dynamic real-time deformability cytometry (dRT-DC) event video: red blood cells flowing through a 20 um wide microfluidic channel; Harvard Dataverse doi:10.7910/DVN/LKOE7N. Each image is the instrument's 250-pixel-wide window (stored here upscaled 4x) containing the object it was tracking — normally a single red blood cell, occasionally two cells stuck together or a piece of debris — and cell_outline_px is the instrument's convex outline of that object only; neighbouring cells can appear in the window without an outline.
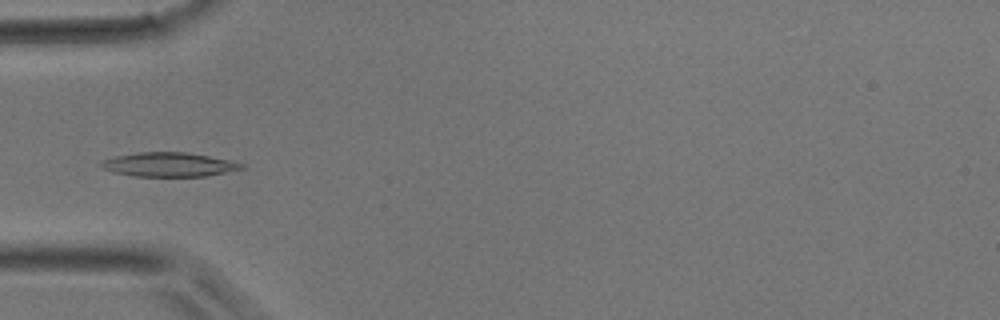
{"species": "common noctule bat (a hibernating species)", "species_latin": "Nyctalus noctula", "temperature_condition": "room temperature", "stored_images_in_passage": 5, "camera_frame_rate_fps": 3000, "um_per_image_px": 0.085, "animal": {"sex": "male", "body_mass_g": 17.9}, "frame": {"image": 1, "passage_image": 4, "time_ms": 3.667, "image_size_px": [1000, 320], "cell_outline_px": [[248, 168], [204, 176], [132, 176], [112, 172], [100, 168], [96, 164], [100, 160], [116, 156], [136, 152], [184, 152], [208, 156], [228, 160], [244, 164]], "centroid_in_image_um": [14.28, 13.99], "position_along_channel_um": 70.7, "area_um2": 19.94}}
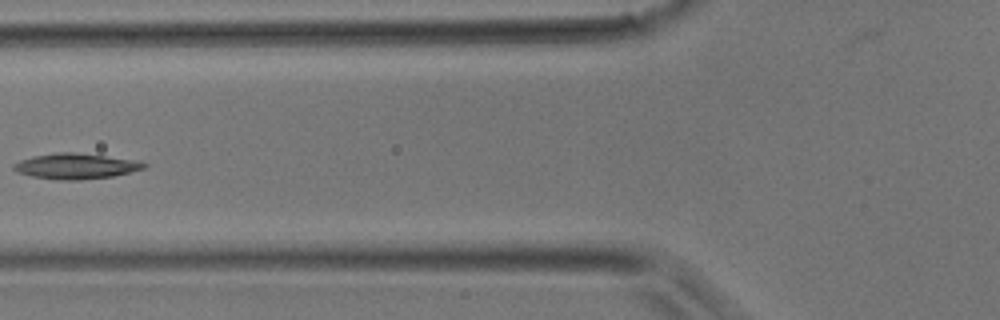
{"frame": {"image": 2, "passage_image": 5, "time_ms": 4.667, "image_size_px": [1000, 320], "cell_outline_px": [[148, 164], [144, 168], [112, 176], [80, 180], [56, 180], [32, 176], [16, 172], [12, 168], [12, 164], [20, 160], [32, 156], [56, 152], [76, 152], [140, 160]], "centroid_in_image_um": [6.42, 14.11], "position_along_channel_um": 119.4, "area_um2": 19.59}}